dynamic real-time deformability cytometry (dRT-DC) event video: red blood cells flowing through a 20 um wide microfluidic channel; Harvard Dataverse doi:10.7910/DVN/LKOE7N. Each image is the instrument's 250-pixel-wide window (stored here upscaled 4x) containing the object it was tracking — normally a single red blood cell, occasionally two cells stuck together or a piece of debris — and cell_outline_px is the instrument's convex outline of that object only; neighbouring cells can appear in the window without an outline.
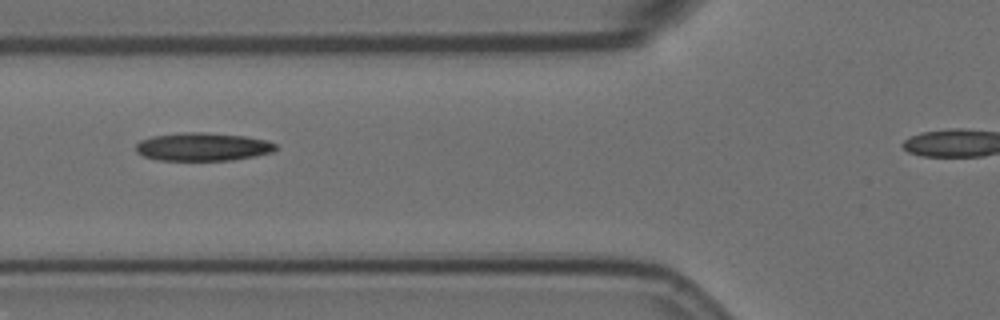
{"species": "Egyptian fruit bat (a non-hibernating species)", "species_latin": "Rousettus aegyptiacus", "temperature_condition": "room temperature", "stored_images_in_passage": 5, "segment_of_instrument_passage": [1, 2], "camera_frame_rate_fps": 3000, "um_per_image_px": 0.085, "animal": {"sex": "female"}, "frame": {"image": 1, "passage_image": 2, "time_ms": 1.0, "image_size_px": [1000, 320], "cell_outline_px": [[276, 148], [272, 152], [256, 156], [232, 160], [156, 160], [144, 156], [136, 152], [136, 144], [140, 140], [152, 136], [184, 132], [204, 132], [244, 136], [268, 140], [276, 144]], "centroid_in_image_um": [17.23, 12.47], "position_along_channel_um": 108.6, "area_um2": 23.0}}
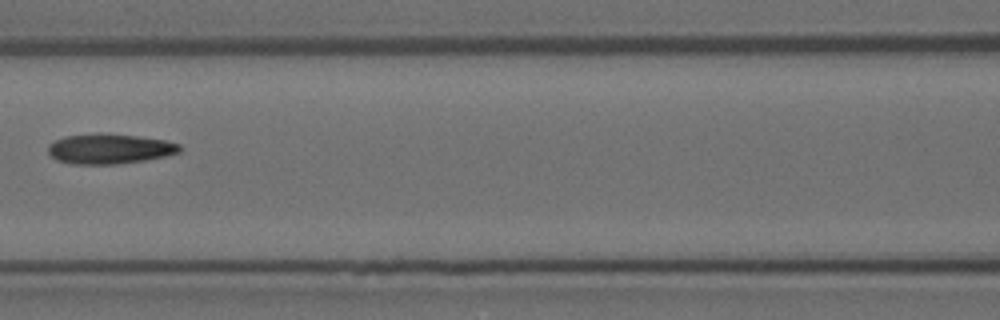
{"frame": {"image": 2, "passage_image": 3, "time_ms": 2.333, "image_size_px": [1000, 320], "cell_outline_px": [[180, 152], [164, 156], [144, 160], [116, 164], [72, 164], [56, 160], [48, 152], [48, 144], [64, 136], [100, 132], [140, 136], [164, 140], [180, 144]], "centroid_in_image_um": [9.28, 12.63], "position_along_channel_um": 157.3, "area_um2": 23.18}}
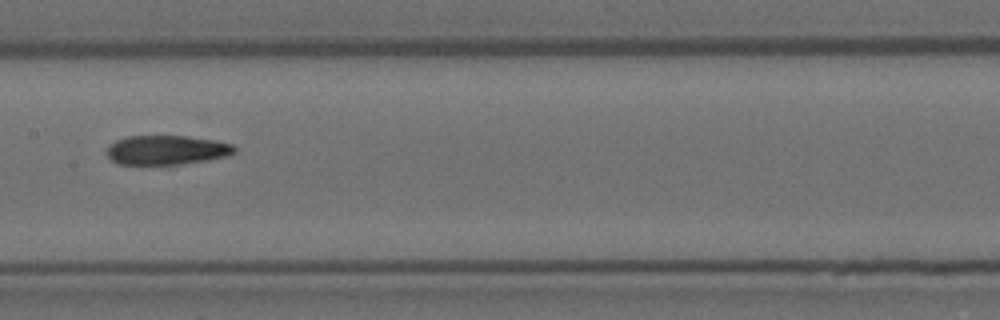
{"frame": {"image": 3, "passage_image": 4, "time_ms": 3.333, "image_size_px": [1000, 320], "cell_outline_px": [[236, 152], [224, 156], [208, 160], [180, 164], [116, 164], [108, 156], [108, 144], [116, 140], [128, 136], [188, 136], [216, 140], [232, 144], [236, 148]], "centroid_in_image_um": [14.16, 12.74], "position_along_channel_um": 193.2, "area_um2": 21.79}}